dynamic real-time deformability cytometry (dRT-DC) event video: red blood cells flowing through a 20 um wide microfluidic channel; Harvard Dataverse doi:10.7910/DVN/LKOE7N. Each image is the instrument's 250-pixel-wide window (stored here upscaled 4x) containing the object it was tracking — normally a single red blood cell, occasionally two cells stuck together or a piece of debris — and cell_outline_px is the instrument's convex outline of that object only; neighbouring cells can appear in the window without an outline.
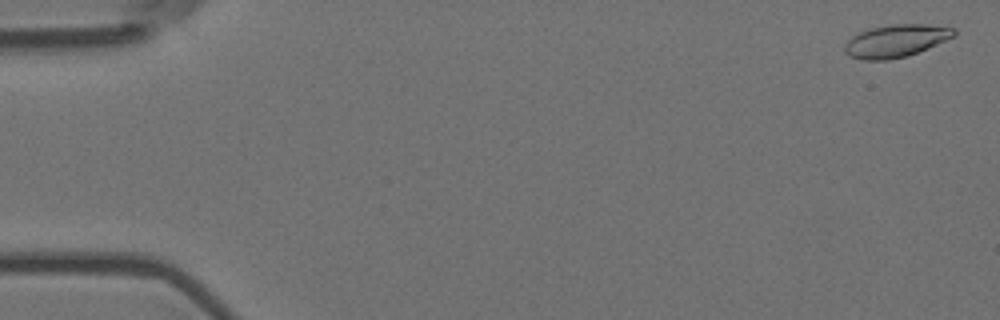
{"species": "Egyptian fruit bat (a non-hibernating species)", "species_latin": "Rousettus aegyptiacus", "temperature_condition": "room temperature", "stored_images_in_passage": 6, "camera_frame_rate_fps": 3000, "um_per_image_px": 0.085, "animal": {"sex": "female"}, "frame": {"image": 1, "passage_image": 1, "time_ms": 0.0, "image_size_px": [1000, 320], "cell_outline_px": [[956, 36], [908, 56], [888, 60], [864, 60], [852, 56], [844, 52], [844, 44], [852, 36], [860, 32], [872, 28], [892, 24], [924, 24], [956, 28]], "centroid_in_image_um": [76.17, 3.47], "position_along_channel_um": 8.8, "area_um2": 20.69}}
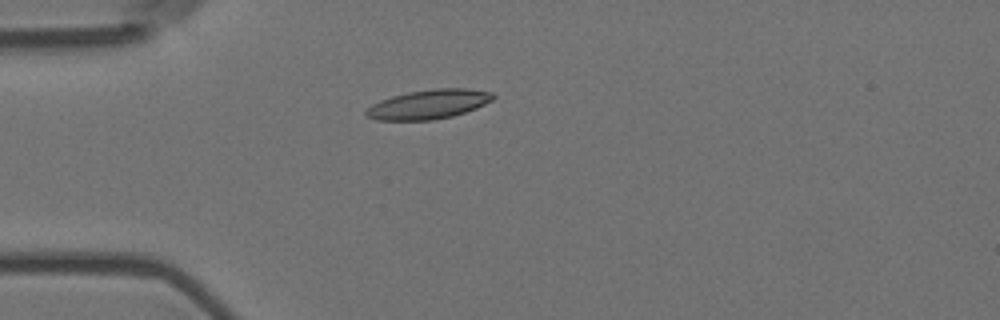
{"frame": {"image": 2, "passage_image": 5, "time_ms": 1.333, "image_size_px": [1000, 320], "cell_outline_px": [[496, 96], [492, 100], [476, 108], [452, 116], [432, 120], [376, 120], [364, 116], [364, 112], [372, 104], [380, 100], [392, 96], [408, 92], [432, 88], [468, 88], [492, 92]], "centroid_in_image_um": [36.41, 8.86], "position_along_channel_um": 48.6, "area_um2": 21.79}}